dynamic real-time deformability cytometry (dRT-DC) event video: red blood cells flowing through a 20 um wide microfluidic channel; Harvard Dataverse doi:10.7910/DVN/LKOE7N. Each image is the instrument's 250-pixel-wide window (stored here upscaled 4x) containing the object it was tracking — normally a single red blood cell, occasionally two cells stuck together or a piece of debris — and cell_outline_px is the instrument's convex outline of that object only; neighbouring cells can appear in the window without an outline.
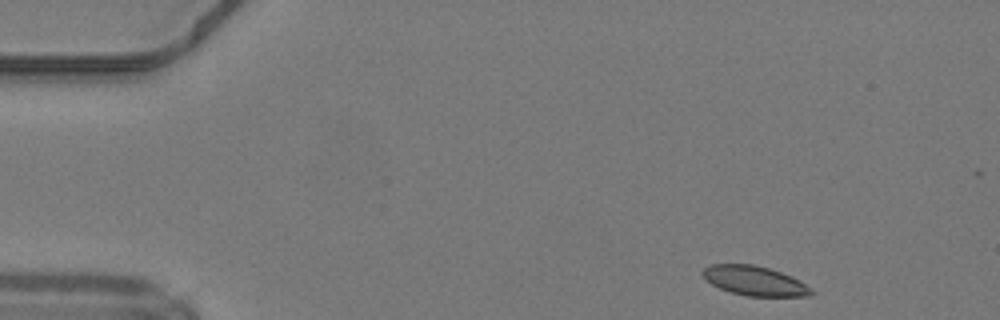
{"species": "common noctule bat (a hibernating species)", "species_latin": "Nyctalus noctula", "temperature_condition": "warm", "stored_images_in_passage": 44, "camera_frame_rate_fps": 3000, "um_per_image_px": 0.085, "animal": {"sex": "male", "body_mass_g": 19.2, "forearm_length_mm": 51.8}, "frame": {"image": 1, "passage_image": 1, "time_ms": 0.0, "image_size_px": [1000, 320], "cell_outline_px": [[812, 292], [808, 296], [748, 296], [732, 292], [720, 288], [712, 284], [700, 272], [704, 268], [712, 264], [752, 264], [768, 268], [792, 276], [812, 288]], "centroid_in_image_um": [64.14, 23.86], "position_along_channel_um": 20.9, "area_um2": 18.44}}
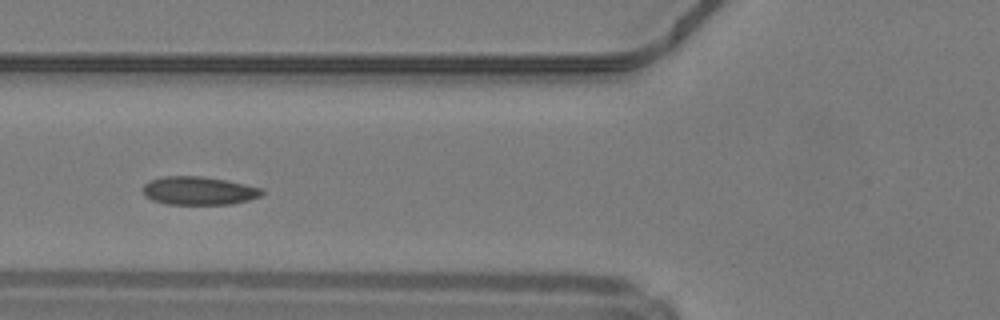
{"frame": {"image": 2, "passage_image": 14, "time_ms": 4.333, "image_size_px": [1000, 320], "cell_outline_px": [[264, 192], [260, 196], [248, 200], [232, 204], [168, 204], [152, 200], [144, 196], [144, 184], [152, 180], [164, 176], [204, 176], [228, 180], [260, 188]], "centroid_in_image_um": [16.9, 16.21], "position_along_channel_um": 108.9, "area_um2": 19.54}}
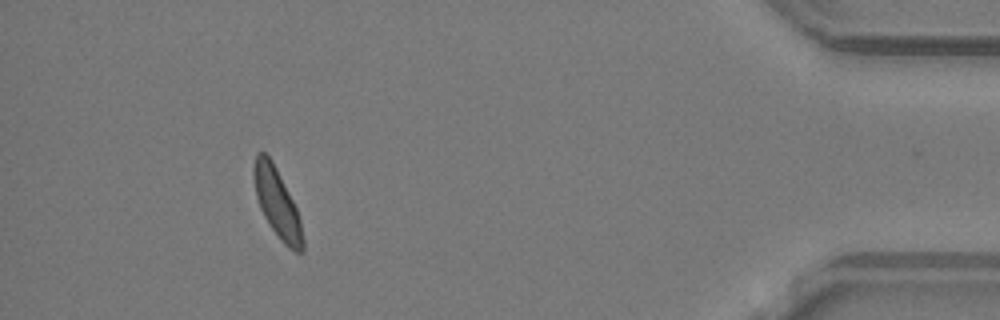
{"frame": {"image": 3, "passage_image": 40, "time_ms": 13.0, "image_size_px": [1000, 320], "cell_outline_px": [[304, 252], [296, 252], [288, 248], [280, 240], [264, 216], [260, 208], [256, 196], [252, 176], [252, 168], [256, 152], [264, 152], [272, 160], [296, 208], [300, 220], [304, 240]], "centroid_in_image_um": [23.53, 17.25], "position_along_channel_um": 411.7, "area_um2": 19.65}, "authors_computed_cell_mechanics": {"area_um2": 19.5075, "velocity_mm_per_s": 4.2033, "shape_relaxation_time_tau1_ms": 4.0695, "shape_relaxation_time_tau2_ms": 4.2314, "deformation_change_tau1": 0.0996, "deformation_change_tau2": 0.0908}}